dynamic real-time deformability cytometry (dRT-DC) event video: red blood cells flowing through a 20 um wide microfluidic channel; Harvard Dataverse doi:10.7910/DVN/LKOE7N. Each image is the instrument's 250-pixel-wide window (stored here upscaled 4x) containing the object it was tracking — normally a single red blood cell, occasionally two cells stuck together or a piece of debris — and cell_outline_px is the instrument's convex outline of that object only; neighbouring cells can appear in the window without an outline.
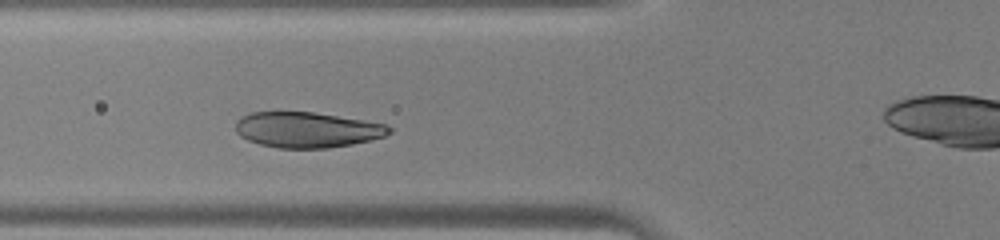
{"species": "human", "species_latin": "Homo sapiens", "temperature_condition": "warm", "stored_images_in_passage": 32, "camera_frame_rate_fps": 3000, "um_per_image_px": 0.085, "donor": {"sex": "male"}, "frame": {"image": 1, "passage_image": 11, "time_ms": 3.333, "image_size_px": [1000, 240], "cell_outline_px": [[392, 132], [384, 136], [372, 140], [352, 144], [328, 148], [276, 148], [260, 144], [248, 140], [240, 136], [236, 132], [236, 120], [240, 116], [252, 112], [312, 112], [388, 124], [392, 128]], "centroid_in_image_um": [26.1, 11.03], "position_along_channel_um": 99.7, "area_um2": 31.91}}
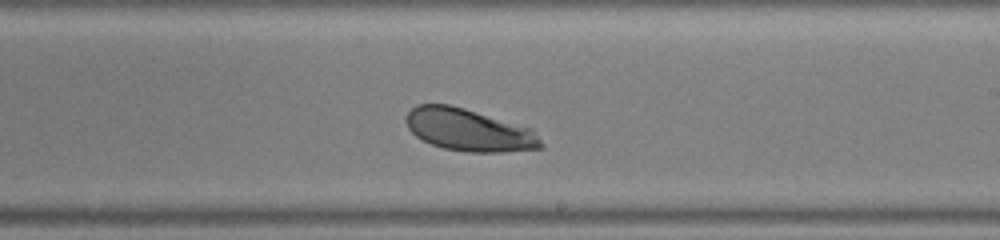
{"frame": {"image": 2, "passage_image": 21, "time_ms": 6.667, "image_size_px": [1000, 240], "cell_outline_px": [[544, 148], [504, 152], [468, 152], [444, 148], [432, 144], [416, 136], [408, 128], [408, 112], [416, 104], [448, 104], [464, 108], [532, 128], [544, 144]], "centroid_in_image_um": [39.9, 11.05], "position_along_channel_um": 249.1, "area_um2": 33.06}}
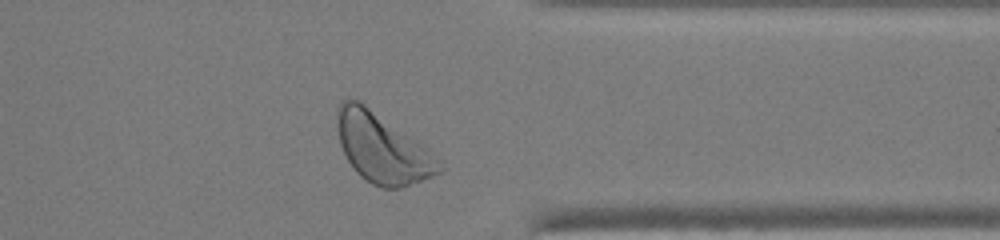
{"frame": {"image": 3, "passage_image": 30, "time_ms": 9.667, "image_size_px": [1000, 240], "cell_outline_px": [[448, 168], [444, 172], [404, 188], [384, 188], [372, 184], [360, 176], [356, 172], [348, 160], [340, 144], [336, 116], [336, 112], [340, 104], [344, 100], [360, 100], [416, 140]], "centroid_in_image_um": [32.53, 12.63], "position_along_channel_um": 378.9, "area_um2": 41.21}}